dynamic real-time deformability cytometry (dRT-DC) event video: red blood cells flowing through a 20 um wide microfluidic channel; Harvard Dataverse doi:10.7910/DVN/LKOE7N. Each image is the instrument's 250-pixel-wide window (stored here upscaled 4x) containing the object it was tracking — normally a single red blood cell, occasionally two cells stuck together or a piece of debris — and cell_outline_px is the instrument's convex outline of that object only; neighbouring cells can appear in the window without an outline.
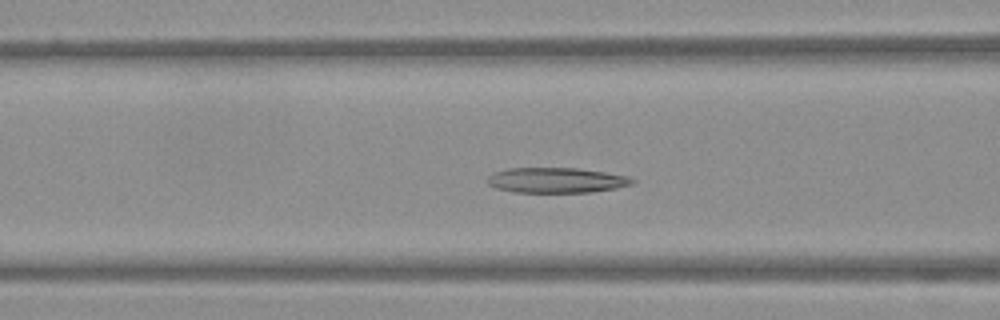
{"species": "Egyptian fruit bat (a non-hibernating species)", "species_latin": "Rousettus aegyptiacus", "temperature_condition": "warm", "stored_images_in_passage": 52, "camera_frame_rate_fps": 3000, "um_per_image_px": 0.085, "frame": {"image": 1, "passage_image": 20, "time_ms": 6.333, "image_size_px": [1000, 320], "cell_outline_px": [[636, 180], [632, 184], [616, 188], [592, 192], [512, 192], [496, 188], [488, 184], [484, 180], [492, 172], [508, 168], [576, 168], [604, 172], [628, 176]], "centroid_in_image_um": [47.24, 15.32], "position_along_channel_um": 119.4, "area_um2": 21.44}}
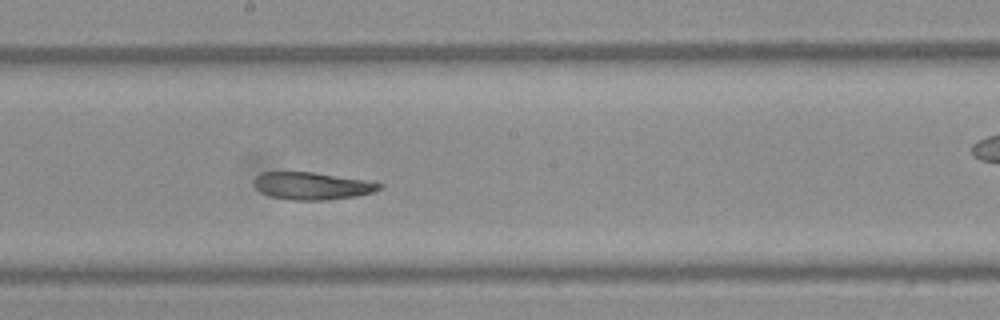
{"frame": {"image": 2, "passage_image": 28, "time_ms": 9.0, "image_size_px": [1000, 320], "cell_outline_px": [[384, 184], [380, 188], [372, 192], [356, 196], [328, 200], [288, 200], [268, 196], [260, 192], [252, 184], [252, 180], [260, 172], [316, 172], [364, 180]], "centroid_in_image_um": [26.45, 15.8], "position_along_channel_um": 221.7, "area_um2": 20.23}}
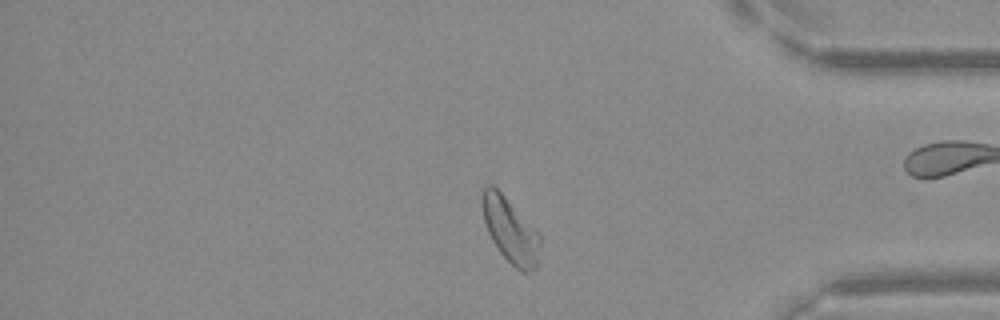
{"frame": {"image": 3, "passage_image": 43, "time_ms": 14.0, "image_size_px": [1000, 320], "cell_outline_px": [[540, 244], [536, 268], [524, 272], [520, 272], [500, 252], [492, 240], [488, 232], [484, 220], [480, 204], [480, 196], [484, 184], [492, 184], [540, 232]], "centroid_in_image_um": [43.35, 19.53], "position_along_channel_um": 391.9, "area_um2": 21.96}}